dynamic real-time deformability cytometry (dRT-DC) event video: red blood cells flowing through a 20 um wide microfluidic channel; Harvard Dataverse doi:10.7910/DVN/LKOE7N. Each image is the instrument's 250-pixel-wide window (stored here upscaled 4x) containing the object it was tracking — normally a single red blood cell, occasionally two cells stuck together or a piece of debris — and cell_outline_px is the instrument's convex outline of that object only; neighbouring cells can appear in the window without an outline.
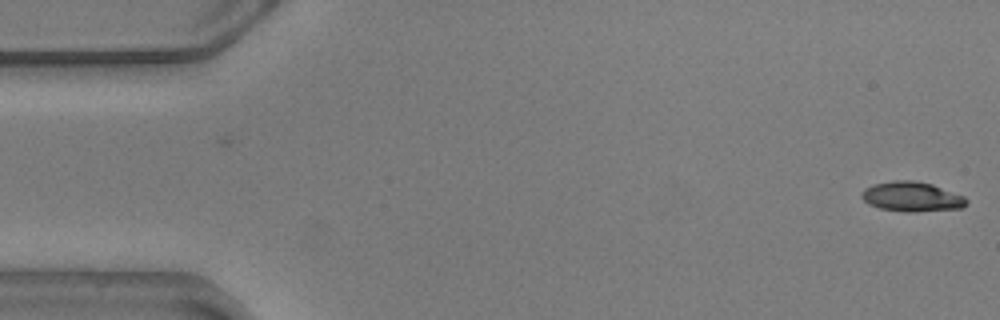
{"species": "common noctule bat (a hibernating species)", "species_latin": "Nyctalus noctula", "temperature_condition": "warm", "stored_images_in_passage": 5, "camera_frame_rate_fps": 3000, "um_per_image_px": 0.085, "animal": {"sex": "male", "body_mass_g": 20.5, "forearm_length_mm": 52.5}, "frame": {"image": 1, "passage_image": 5, "time_ms": 1.333, "image_size_px": [1000, 320], "cell_outline_px": [[968, 204], [964, 208], [916, 212], [904, 212], [880, 208], [868, 204], [860, 196], [860, 192], [864, 188], [872, 184], [892, 180], [916, 180], [932, 184], [964, 196], [968, 200]], "centroid_in_image_um": [77.5, 16.71], "position_along_channel_um": 7.5, "area_um2": 18.55}}